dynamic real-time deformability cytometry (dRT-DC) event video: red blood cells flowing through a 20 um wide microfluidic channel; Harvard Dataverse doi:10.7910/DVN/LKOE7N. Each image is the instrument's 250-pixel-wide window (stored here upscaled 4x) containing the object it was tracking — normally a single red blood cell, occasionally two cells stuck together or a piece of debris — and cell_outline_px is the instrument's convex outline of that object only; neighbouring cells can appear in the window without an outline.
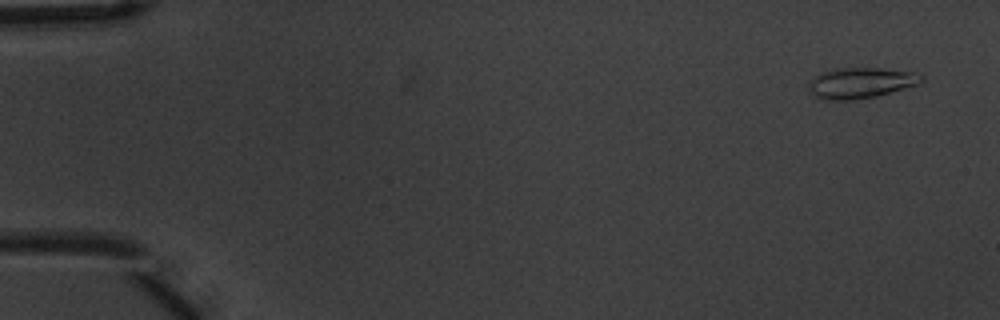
{"species": "common noctule bat (a hibernating species)", "species_latin": "Nyctalus noctula", "temperature_condition": "warm", "stored_images_in_passage": 5, "camera_frame_rate_fps": 3000, "um_per_image_px": 0.085, "animal": {"sex": "male", "body_mass_g": 20.1, "forearm_length_mm": 53.5}, "frame": {"image": 1, "passage_image": 1, "time_ms": 0.0, "image_size_px": [1000, 320], "cell_outline_px": [[924, 80], [920, 84], [876, 96], [852, 100], [824, 100], [808, 92], [808, 80], [820, 72], [836, 68], [880, 68], [912, 72], [924, 76]], "centroid_in_image_um": [73.12, 7.04], "position_along_channel_um": 11.9, "area_um2": 20.4}}